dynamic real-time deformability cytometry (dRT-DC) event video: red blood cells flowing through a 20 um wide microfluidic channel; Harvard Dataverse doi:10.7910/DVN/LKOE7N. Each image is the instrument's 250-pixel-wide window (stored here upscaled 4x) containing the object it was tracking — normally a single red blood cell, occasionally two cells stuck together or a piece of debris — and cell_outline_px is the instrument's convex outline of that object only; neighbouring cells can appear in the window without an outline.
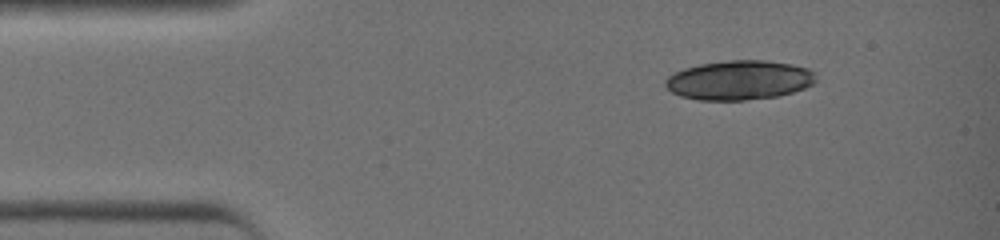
{"species": "common noctule bat (a hibernating species)", "species_latin": "Nyctalus noctula", "temperature_condition": "warm", "stored_images_in_passage": 36, "camera_frame_rate_fps": 3000, "um_per_image_px": 0.085, "animal": {"sex": "female", "body_mass_g": 19.0, "forearm_length_mm": 51.5}, "frame": {"image": 1, "passage_image": 1, "time_ms": 0.0, "image_size_px": [1000, 240], "cell_outline_px": [[816, 84], [792, 92], [776, 96], [744, 100], [696, 100], [680, 96], [672, 92], [664, 84], [664, 80], [668, 76], [684, 68], [700, 64], [732, 60], [764, 60], [792, 64], [808, 68], [812, 72], [816, 80]], "centroid_in_image_um": [62.82, 6.81], "position_along_channel_um": 22.2, "area_um2": 34.51}}